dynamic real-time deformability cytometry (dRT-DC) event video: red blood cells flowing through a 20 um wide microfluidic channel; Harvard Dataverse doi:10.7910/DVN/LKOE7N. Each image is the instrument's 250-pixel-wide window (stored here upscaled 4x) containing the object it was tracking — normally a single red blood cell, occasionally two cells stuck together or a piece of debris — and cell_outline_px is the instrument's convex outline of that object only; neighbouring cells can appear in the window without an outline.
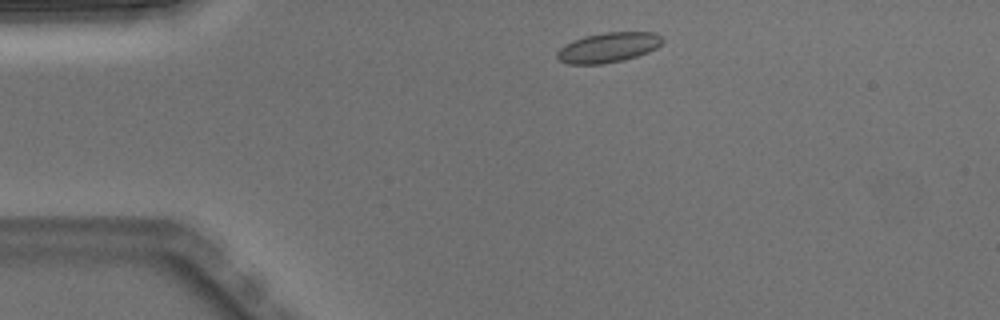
{"species": "Egyptian fruit bat (a non-hibernating species)", "species_latin": "Rousettus aegyptiacus", "temperature_condition": "warm", "stored_images_in_passage": 3, "segment_of_instrument_passage": [1, 2], "camera_frame_rate_fps": 3000, "um_per_image_px": 0.085, "animal": {"sex": "male"}, "frame": {"image": 1, "passage_image": 1, "time_ms": 0.0, "image_size_px": [1000, 320], "cell_outline_px": [[664, 40], [656, 48], [648, 52], [624, 60], [600, 64], [568, 64], [560, 60], [556, 56], [556, 52], [564, 44], [572, 40], [584, 36], [604, 32], [656, 32]], "centroid_in_image_um": [51.68, 4.03], "position_along_channel_um": 33.3, "area_um2": 18.44}}